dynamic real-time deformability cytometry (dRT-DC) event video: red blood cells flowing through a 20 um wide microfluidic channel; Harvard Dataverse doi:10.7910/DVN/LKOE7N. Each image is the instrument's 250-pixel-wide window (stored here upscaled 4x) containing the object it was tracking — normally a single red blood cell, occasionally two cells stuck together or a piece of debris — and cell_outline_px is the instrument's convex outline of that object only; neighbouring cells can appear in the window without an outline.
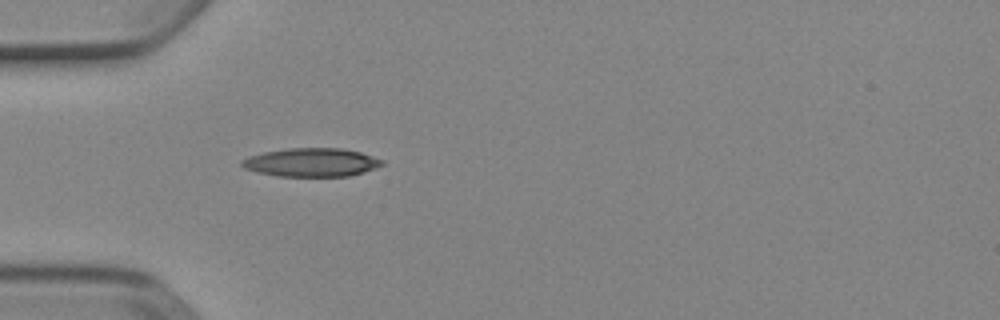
{"species": "Egyptian fruit bat (a non-hibernating species)", "species_latin": "Rousettus aegyptiacus", "temperature_condition": "cold", "stored_images_in_passage": 1, "camera_frame_rate_fps": 3000, "um_per_image_px": 0.085, "animal": {"sex": "female"}, "frame": {"image": 1, "passage_image": 1, "time_ms": 0.0, "image_size_px": [1000, 320], "cell_outline_px": [[384, 164], [376, 168], [364, 172], [348, 176], [276, 176], [256, 172], [244, 168], [240, 164], [240, 160], [248, 156], [264, 152], [288, 148], [340, 148], [360, 152], [384, 160]], "centroid_in_image_um": [26.45, 13.8], "position_along_channel_um": 58.5, "area_um2": 23.41}}